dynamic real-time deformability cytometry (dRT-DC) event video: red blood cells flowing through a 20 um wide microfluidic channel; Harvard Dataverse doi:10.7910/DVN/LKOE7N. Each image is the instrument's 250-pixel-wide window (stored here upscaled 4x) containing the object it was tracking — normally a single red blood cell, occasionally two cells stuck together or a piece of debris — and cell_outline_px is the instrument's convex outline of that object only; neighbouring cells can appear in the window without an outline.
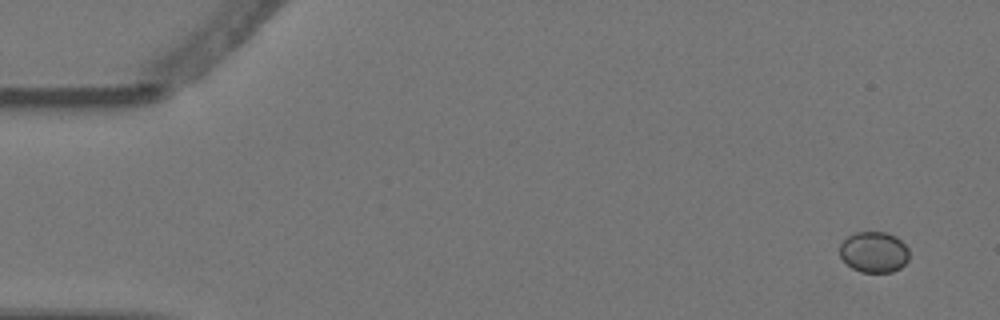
{"species": "Egyptian fruit bat (a non-hibernating species)", "species_latin": "Rousettus aegyptiacus", "temperature_condition": "warm", "stored_images_in_passage": 7, "camera_frame_rate_fps": 3000, "um_per_image_px": 0.085, "animal": {"sex": "female"}, "frame": {"image": 1, "passage_image": 1, "time_ms": 0.0, "image_size_px": [1000, 320], "cell_outline_px": [[908, 260], [900, 268], [892, 272], [860, 272], [852, 268], [840, 256], [840, 244], [848, 236], [856, 232], [884, 232], [896, 236], [908, 248]], "centroid_in_image_um": [74.29, 21.43], "position_along_channel_um": 10.7, "area_um2": 16.47}}
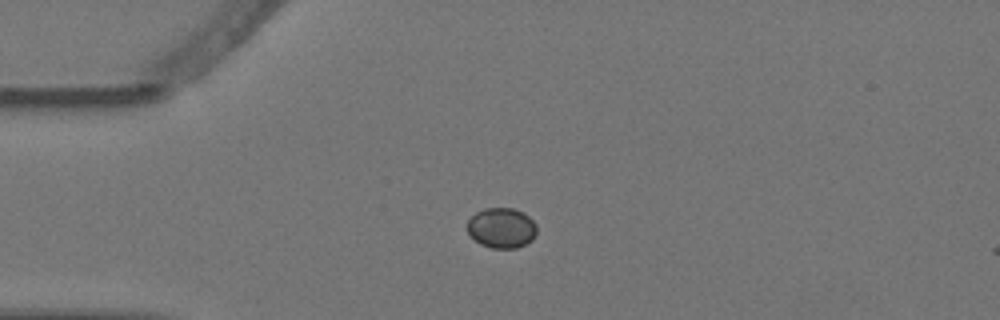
{"frame": {"image": 2, "passage_image": 4, "time_ms": 1.0, "image_size_px": [1000, 320], "cell_outline_px": [[536, 232], [532, 240], [516, 248], [492, 248], [480, 244], [468, 232], [468, 220], [476, 212], [484, 208], [512, 208], [524, 212], [536, 224]], "centroid_in_image_um": [42.64, 19.36], "position_along_channel_um": 42.4, "area_um2": 16.18}}